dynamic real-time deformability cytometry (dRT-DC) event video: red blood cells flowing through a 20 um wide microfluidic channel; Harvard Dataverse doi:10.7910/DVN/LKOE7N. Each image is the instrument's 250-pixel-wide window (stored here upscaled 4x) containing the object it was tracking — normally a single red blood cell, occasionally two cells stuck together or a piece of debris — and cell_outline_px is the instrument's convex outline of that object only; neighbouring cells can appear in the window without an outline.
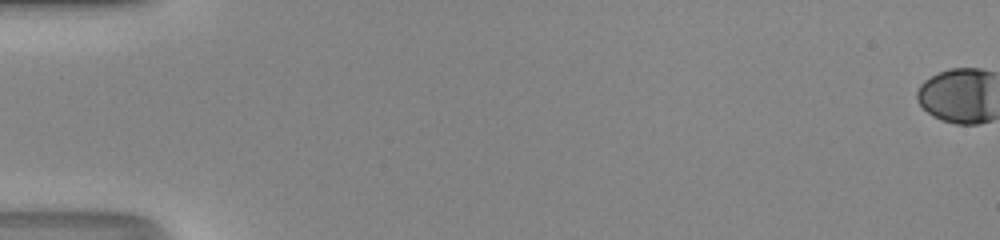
{"species": "human", "species_latin": "Homo sapiens", "temperature_condition": "room temperature", "stored_images_in_passage": 54, "camera_frame_rate_fps": 3000, "um_per_image_px": 0.085, "donor": {"sex": "male"}, "frame": {"image": 1, "passage_image": 1, "time_ms": 0.0, "image_size_px": [1000, 240], "cell_outline_px": [[984, 120], [948, 120], [936, 116], [924, 108], [920, 100], [920, 88], [928, 80], [944, 72], [964, 68], [968, 68], [984, 72]], "centroid_in_image_um": [81.21, 8.08], "position_along_channel_um": 3.8, "area_um2": 20.35}}
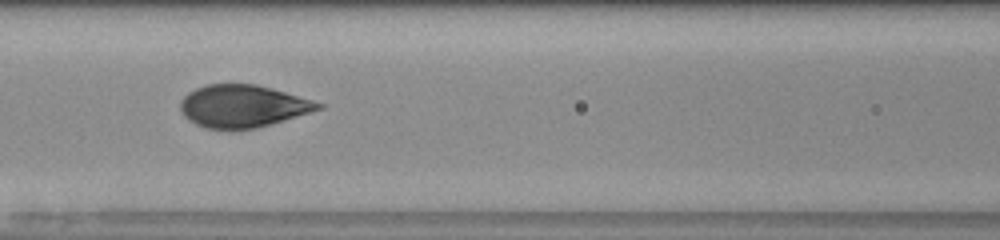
{"frame": {"image": 2, "passage_image": 27, "time_ms": 8.667, "image_size_px": [1000, 240], "cell_outline_px": [[316, 104], [312, 108], [276, 120], [260, 124], [240, 128], [224, 128], [204, 124], [196, 120], [184, 108], [184, 104], [196, 92], [204, 88], [224, 84], [240, 84], [260, 88], [276, 92]], "centroid_in_image_um": [20.55, 9.01], "position_along_channel_um": 146.1, "area_um2": 27.98}}
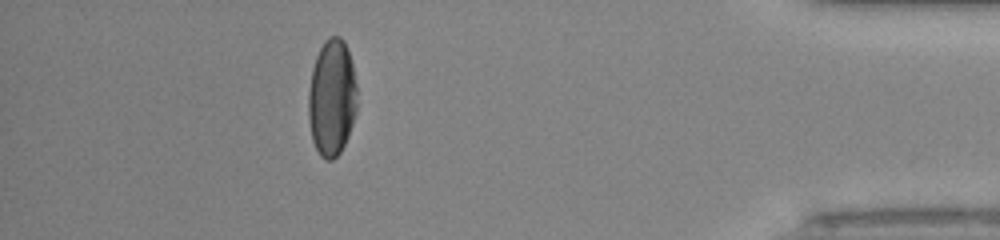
{"frame": {"image": 3, "passage_image": 49, "time_ms": 16.0, "image_size_px": [1000, 240], "cell_outline_px": [[352, 84], [348, 128], [344, 140], [340, 148], [332, 156], [324, 156], [320, 152], [316, 144], [312, 132], [312, 76], [316, 60], [324, 44], [328, 40], [340, 40], [344, 44], [348, 56], [352, 80]], "centroid_in_image_um": [28.15, 8.27], "position_along_channel_um": 407.0, "area_um2": 27.34}}